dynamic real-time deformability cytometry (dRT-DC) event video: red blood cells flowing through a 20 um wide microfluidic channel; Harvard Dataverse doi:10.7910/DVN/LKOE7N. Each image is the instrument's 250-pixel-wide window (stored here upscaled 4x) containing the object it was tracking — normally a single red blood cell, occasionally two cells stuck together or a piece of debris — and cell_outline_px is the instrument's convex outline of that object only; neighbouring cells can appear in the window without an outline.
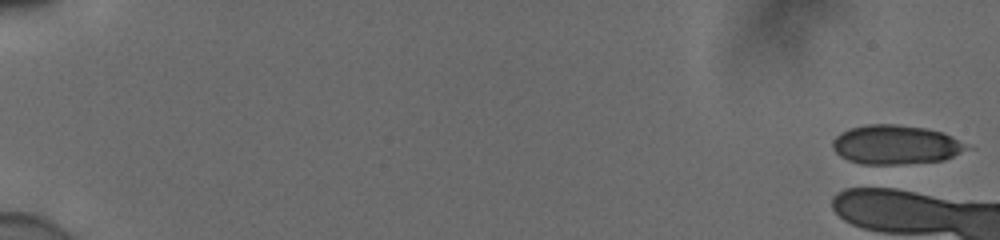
{"species": "human", "species_latin": "Homo sapiens", "temperature_condition": "cold", "stored_images_in_passage": 3, "camera_frame_rate_fps": 3000, "um_per_image_px": 0.085, "donor": {"sex": "male"}, "frame": {"image": 1, "passage_image": 1, "time_ms": 0.0, "image_size_px": [1000, 240], "cell_outline_px": [[976, 148], [944, 160], [900, 164], [860, 164], [848, 160], [840, 156], [832, 148], [832, 140], [840, 132], [852, 128], [868, 124], [896, 124], [924, 128], [940, 132]], "centroid_in_image_um": [76.15, 12.31], "position_along_channel_um": 8.8, "area_um2": 30.75}}